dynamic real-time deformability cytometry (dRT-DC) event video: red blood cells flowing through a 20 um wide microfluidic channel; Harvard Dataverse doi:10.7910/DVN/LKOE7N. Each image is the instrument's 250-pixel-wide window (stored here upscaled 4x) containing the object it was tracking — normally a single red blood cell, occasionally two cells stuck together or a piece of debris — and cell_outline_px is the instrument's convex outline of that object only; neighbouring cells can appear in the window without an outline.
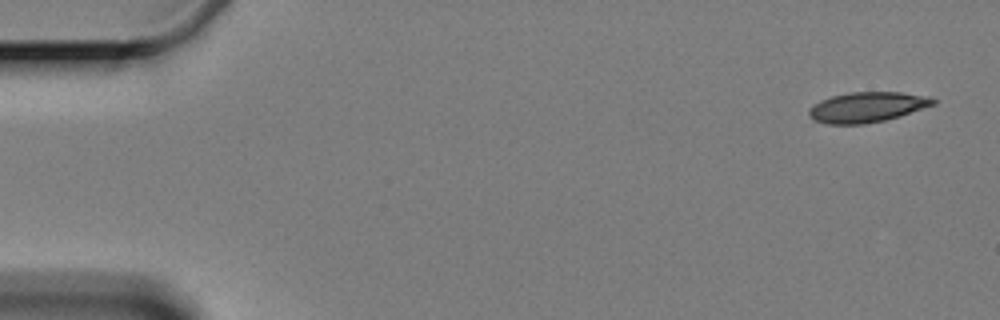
{"species": "Egyptian fruit bat (a non-hibernating species)", "species_latin": "Rousettus aegyptiacus", "temperature_condition": "cold", "stored_images_in_passage": 4, "segment_of_instrument_passage": [2, 2], "camera_frame_rate_fps": 3000, "um_per_image_px": 0.085, "animal": {"sex": "female"}, "frame": {"image": 1, "passage_image": 4, "time_ms": 3.667, "image_size_px": [1000, 320], "cell_outline_px": [[936, 104], [900, 116], [884, 120], [864, 124], [828, 124], [812, 120], [808, 112], [808, 108], [820, 100], [832, 96], [848, 92], [900, 92], [928, 96], [936, 100]], "centroid_in_image_um": [73.69, 9.1], "position_along_channel_um": 11.3, "area_um2": 21.96}}